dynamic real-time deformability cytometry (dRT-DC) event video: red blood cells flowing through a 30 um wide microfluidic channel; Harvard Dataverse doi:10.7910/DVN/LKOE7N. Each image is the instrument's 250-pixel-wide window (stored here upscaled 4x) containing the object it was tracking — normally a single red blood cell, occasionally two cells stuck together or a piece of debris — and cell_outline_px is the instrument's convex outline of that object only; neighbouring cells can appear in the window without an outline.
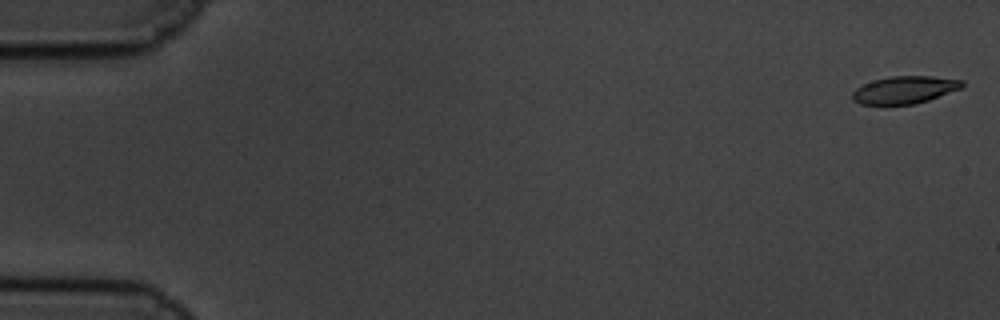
{"species": "common noctule bat (a hibernating species)", "species_latin": "Nyctalus noctula", "temperature_condition": "cold", "stored_images_in_passage": 61, "camera_frame_rate_fps": 3000, "um_per_image_px": 0.085, "animal": {"sex": "male", "body_mass_g": 19.5, "forearm_length_mm": 54.6}, "frame": {"image": 1, "passage_image": 2, "time_ms": 0.333, "image_size_px": [1000, 320], "cell_outline_px": [[964, 84], [960, 88], [928, 100], [916, 104], [860, 104], [852, 100], [852, 92], [856, 88], [864, 84], [876, 80], [892, 76], [932, 76], [964, 80]], "centroid_in_image_um": [76.88, 7.63], "position_along_channel_um": 8.1, "area_um2": 17.34}}
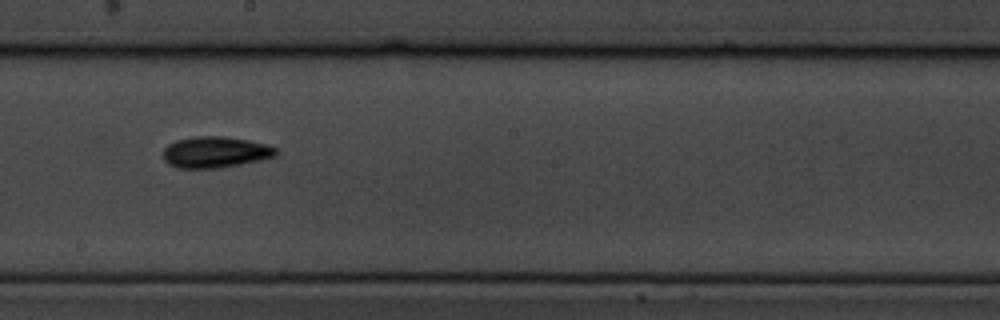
{"frame": {"image": 2, "passage_image": 35, "time_ms": 11.333, "image_size_px": [1000, 320], "cell_outline_px": [[276, 156], [260, 160], [220, 168], [176, 168], [168, 164], [164, 160], [164, 148], [168, 144], [176, 140], [196, 136], [224, 136], [248, 140], [264, 144], [276, 148]], "centroid_in_image_um": [18.26, 12.93], "position_along_channel_um": 229.9, "area_um2": 20.46}}
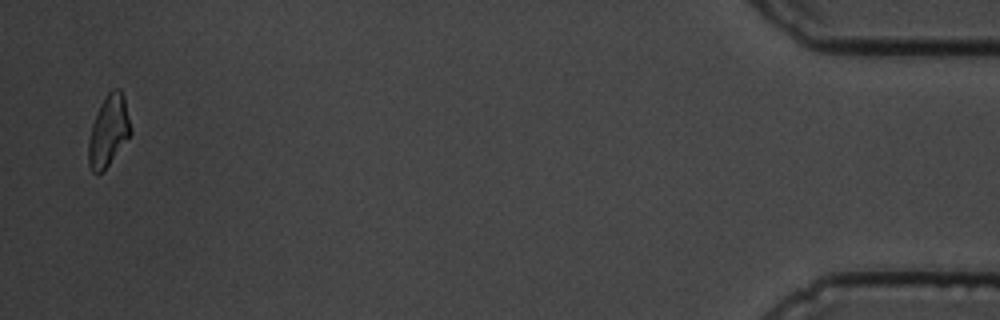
{"frame": {"image": 3, "passage_image": 60, "time_ms": 19.667, "image_size_px": [1000, 320], "cell_outline_px": [[132, 132], [104, 172], [96, 176], [92, 172], [88, 164], [88, 140], [92, 124], [100, 104], [104, 96], [112, 88], [120, 88], [124, 96], [132, 128]], "centroid_in_image_um": [9.22, 11.14], "position_along_channel_um": 426.0, "area_um2": 17.86}, "authors_computed_cell_mechanics": {"area_um2": 18.496, "velocity_mm_per_s": 3.3457, "shape_relaxation_time_tau1_ms": 3.6098, "shape_relaxation_time_tau2_ms": 7.7202, "deformation_change_tau1": 0.1375, "deformation_change_tau2": 0.1462}}